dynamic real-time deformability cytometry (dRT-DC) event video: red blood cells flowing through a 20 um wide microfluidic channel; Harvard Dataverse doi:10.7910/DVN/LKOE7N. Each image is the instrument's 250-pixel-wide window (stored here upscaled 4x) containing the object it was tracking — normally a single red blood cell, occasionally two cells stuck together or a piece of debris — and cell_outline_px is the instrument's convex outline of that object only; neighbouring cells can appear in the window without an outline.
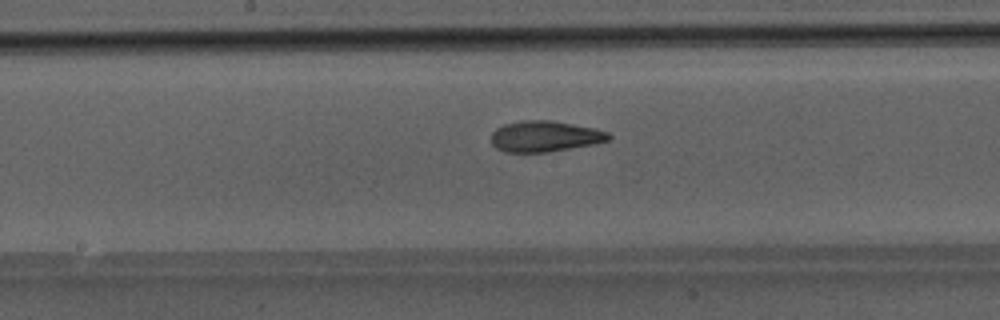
{"species": "Egyptian fruit bat (a non-hibernating species)", "species_latin": "Rousettus aegyptiacus", "temperature_condition": "room temperature", "stored_images_in_passage": 37, "camera_frame_rate_fps": 3000, "um_per_image_px": 0.085, "animal": {"sex": "male"}, "frame": {"image": 1, "passage_image": 22, "time_ms": 7.0, "image_size_px": [1000, 320], "cell_outline_px": [[612, 136], [608, 140], [596, 144], [548, 152], [504, 152], [496, 148], [492, 144], [492, 132], [496, 128], [504, 124], [520, 120], [552, 120], [596, 128], [608, 132]], "centroid_in_image_um": [46.33, 11.58], "position_along_channel_um": 201.9, "area_um2": 21.39}}
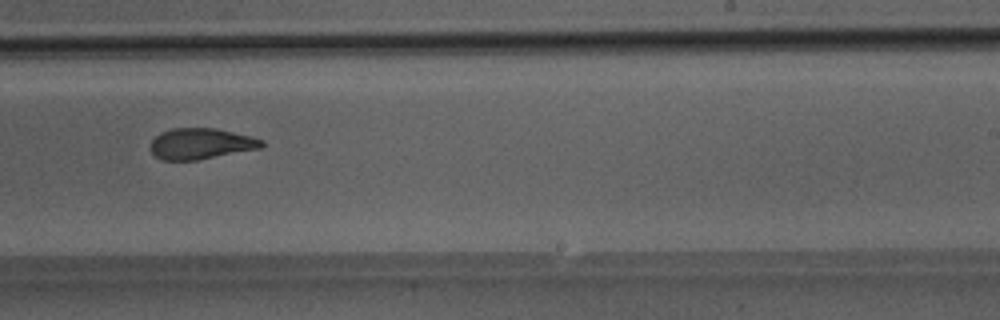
{"frame": {"image": 2, "passage_image": 27, "time_ms": 8.667, "image_size_px": [1000, 320], "cell_outline_px": [[264, 144], [260, 148], [196, 160], [164, 160], [156, 156], [152, 152], [152, 140], [160, 132], [172, 128], [216, 128], [252, 136], [264, 140]], "centroid_in_image_um": [17.09, 12.2], "position_along_channel_um": 271.9, "area_um2": 19.88}}